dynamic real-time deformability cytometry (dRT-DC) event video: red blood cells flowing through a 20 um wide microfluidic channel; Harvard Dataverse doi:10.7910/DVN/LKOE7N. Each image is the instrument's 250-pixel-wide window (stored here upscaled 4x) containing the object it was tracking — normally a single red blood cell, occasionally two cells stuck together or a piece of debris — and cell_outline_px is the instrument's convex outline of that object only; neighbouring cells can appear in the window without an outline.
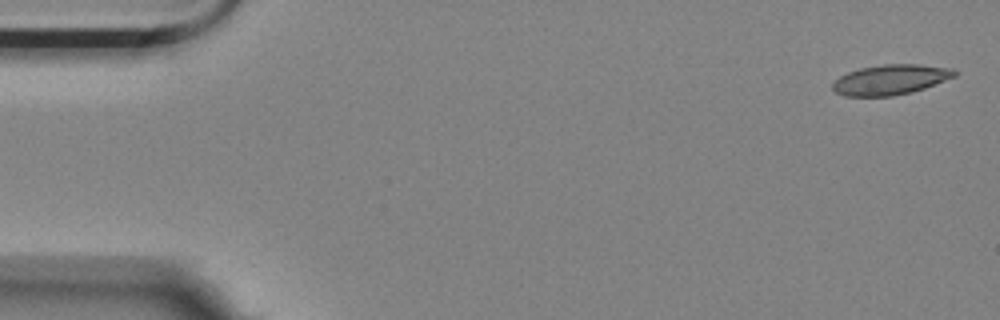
{"species": "Egyptian fruit bat (a non-hibernating species)", "species_latin": "Rousettus aegyptiacus", "temperature_condition": "room temperature", "stored_images_in_passage": 11, "camera_frame_rate_fps": 3000, "um_per_image_px": 0.085, "animal": {"sex": "female"}, "frame": {"image": 1, "passage_image": 1, "time_ms": 0.0, "image_size_px": [1000, 320], "cell_outline_px": [[956, 76], [924, 88], [912, 92], [892, 96], [844, 96], [836, 92], [832, 88], [832, 84], [840, 76], [848, 72], [860, 68], [884, 64], [920, 64], [952, 68], [956, 72]], "centroid_in_image_um": [75.69, 6.77], "position_along_channel_um": 9.3, "area_um2": 21.33}}
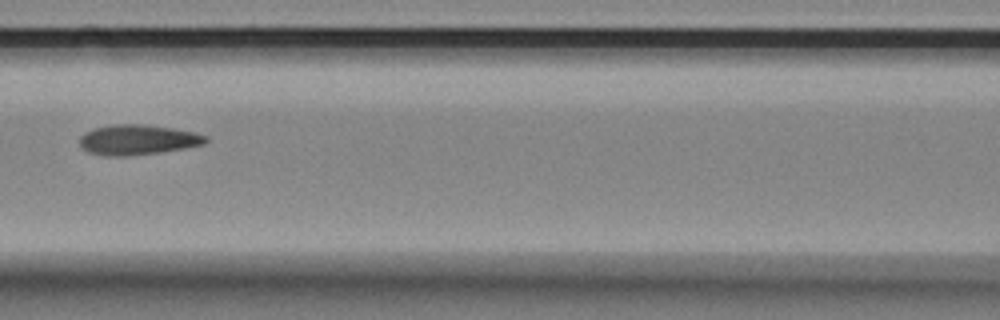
{"frame": {"image": 2, "passage_image": 7, "time_ms": 2.0, "image_size_px": [1000, 320], "cell_outline_px": [[208, 140], [204, 144], [184, 148], [160, 152], [124, 156], [104, 156], [88, 152], [80, 148], [80, 136], [84, 132], [92, 128], [112, 124], [144, 124], [172, 128], [196, 132], [208, 136]], "centroid_in_image_um": [11.67, 11.87], "position_along_channel_um": 154.9, "area_um2": 22.37}}
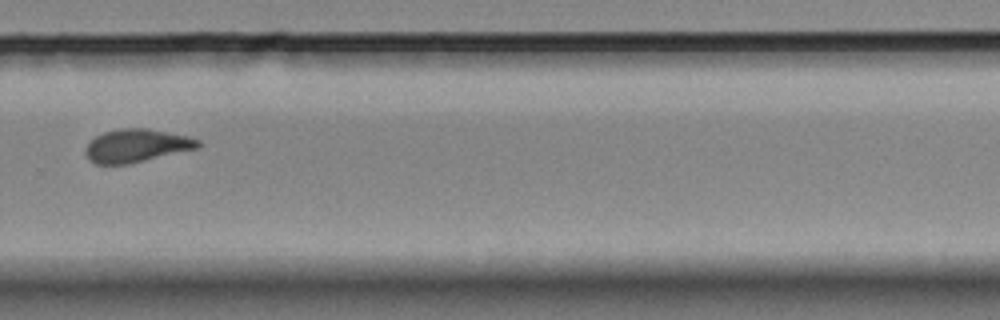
{"frame": {"image": 3, "passage_image": 11, "time_ms": 3.333, "image_size_px": [1000, 320], "cell_outline_px": [[200, 148], [128, 164], [96, 164], [88, 160], [84, 152], [84, 148], [96, 136], [104, 132], [120, 128], [148, 128], [188, 136], [200, 140]], "centroid_in_image_um": [11.61, 12.38], "position_along_channel_um": 318.2, "area_um2": 21.85}}